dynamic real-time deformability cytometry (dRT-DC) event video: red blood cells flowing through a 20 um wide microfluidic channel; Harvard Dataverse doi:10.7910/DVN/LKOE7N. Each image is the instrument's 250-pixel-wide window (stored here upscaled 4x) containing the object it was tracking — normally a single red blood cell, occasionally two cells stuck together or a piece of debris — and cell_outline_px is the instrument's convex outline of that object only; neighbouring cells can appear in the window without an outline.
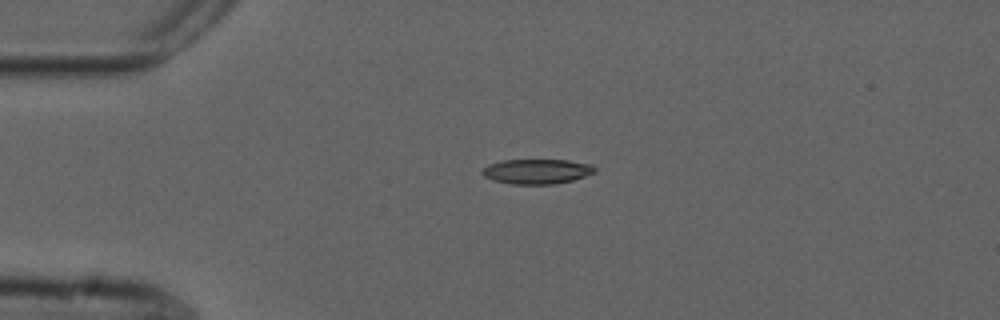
{"species": "common noctule bat (a hibernating species)", "species_latin": "Nyctalus noctula", "temperature_condition": "cold", "stored_images_in_passage": 43, "camera_frame_rate_fps": 3000, "um_per_image_px": 0.085, "animal": {"sex": "male", "forearm_length_mm": 52.5}, "frame": {"image": 1, "passage_image": 1, "time_ms": 0.0, "image_size_px": [1000, 320], "cell_outline_px": [[596, 172], [572, 180], [556, 184], [512, 184], [492, 180], [484, 176], [480, 172], [488, 164], [500, 160], [568, 160], [592, 164], [596, 168]], "centroid_in_image_um": [45.62, 14.56], "position_along_channel_um": 39.4, "area_um2": 16.42}}
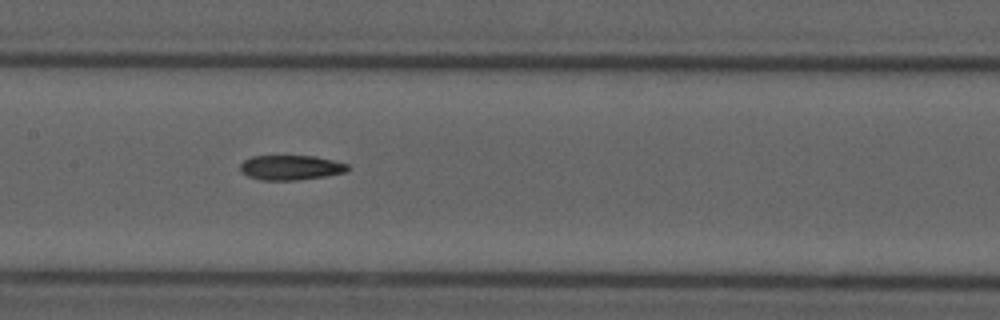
{"frame": {"image": 2, "passage_image": 15, "time_ms": 4.667, "image_size_px": [1000, 320], "cell_outline_px": [[352, 168], [348, 172], [324, 176], [296, 180], [260, 180], [248, 176], [240, 172], [240, 164], [244, 160], [252, 156], [316, 156], [348, 164]], "centroid_in_image_um": [24.73, 14.24], "position_along_channel_um": 182.7, "area_um2": 15.66}}
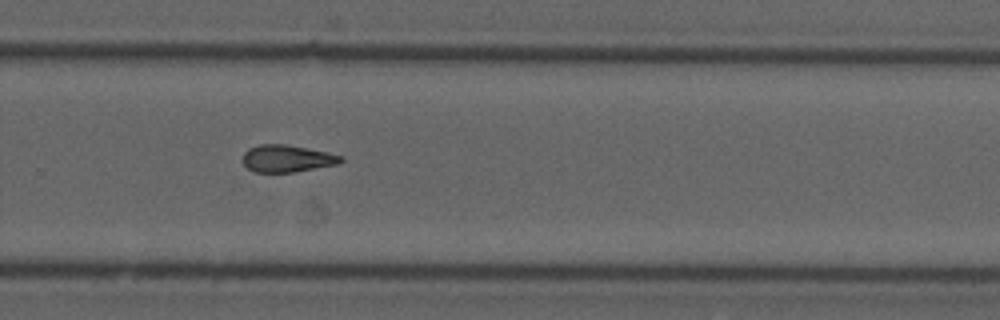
{"frame": {"image": 3, "passage_image": 25, "time_ms": 8.0, "image_size_px": [1000, 320], "cell_outline_px": [[344, 160], [340, 164], [292, 172], [256, 172], [248, 168], [244, 164], [244, 152], [248, 148], [260, 144], [284, 144], [328, 152], [344, 156]], "centroid_in_image_um": [24.44, 13.47], "position_along_channel_um": 305.4, "area_um2": 15.49}, "authors_computed_cell_mechanics": {"area_um2": 15.895, "velocity_mm_per_s": 3.6984, "shape_relaxation_time_tau1_ms": 6.478, "shape_relaxation_time_tau2_ms": null, "deformation_change_tau1": 0.1889, "deformation_change_tau2": null}}